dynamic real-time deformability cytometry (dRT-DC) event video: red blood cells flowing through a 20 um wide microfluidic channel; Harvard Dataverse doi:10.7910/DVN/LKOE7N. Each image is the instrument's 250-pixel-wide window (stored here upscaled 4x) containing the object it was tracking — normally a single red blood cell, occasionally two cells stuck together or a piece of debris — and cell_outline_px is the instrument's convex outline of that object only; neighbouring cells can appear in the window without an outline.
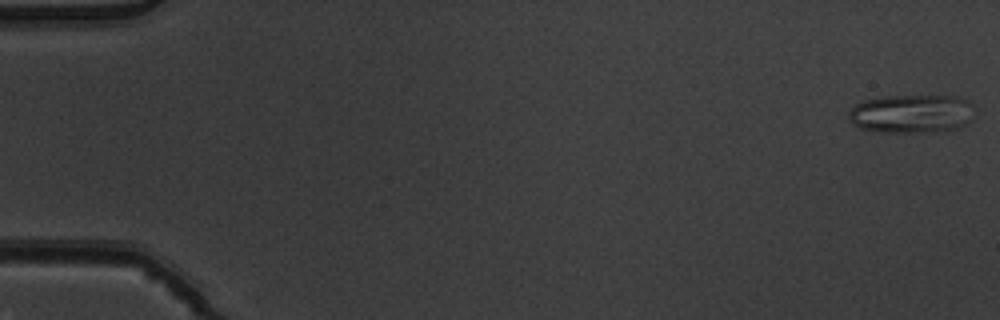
{"species": "common noctule bat (a hibernating species)", "species_latin": "Nyctalus noctula", "temperature_condition": "warm", "stored_images_in_passage": 5, "camera_frame_rate_fps": 3000, "um_per_image_px": 0.085, "animal": {"sex": "male", "body_mass_g": 19.5, "forearm_length_mm": 54.6}, "frame": {"image": 1, "passage_image": 1, "time_ms": 0.0, "image_size_px": [1000, 320], "cell_outline_px": [[972, 104], [968, 120], [964, 124], [956, 128], [920, 132], [884, 132], [860, 128], [852, 124], [848, 116], [848, 112], [856, 104], [864, 100], [884, 96], [956, 96], [968, 100]], "centroid_in_image_um": [77.4, 9.65], "position_along_channel_um": 7.6, "area_um2": 27.8}}
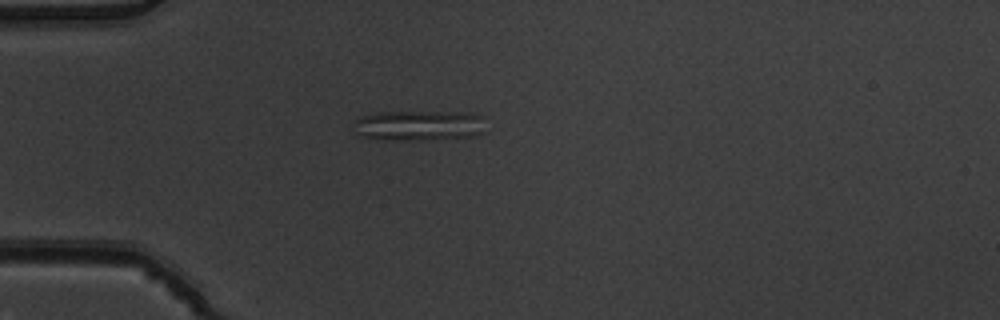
{"frame": {"image": 2, "passage_image": 5, "time_ms": 1.333, "image_size_px": [1000, 320], "cell_outline_px": [[484, 132], [476, 136], [428, 140], [376, 140], [356, 136], [356, 120], [360, 116], [376, 112], [472, 112], [484, 116]], "centroid_in_image_um": [35.63, 10.68], "position_along_channel_um": 49.4, "area_um2": 23.99}}